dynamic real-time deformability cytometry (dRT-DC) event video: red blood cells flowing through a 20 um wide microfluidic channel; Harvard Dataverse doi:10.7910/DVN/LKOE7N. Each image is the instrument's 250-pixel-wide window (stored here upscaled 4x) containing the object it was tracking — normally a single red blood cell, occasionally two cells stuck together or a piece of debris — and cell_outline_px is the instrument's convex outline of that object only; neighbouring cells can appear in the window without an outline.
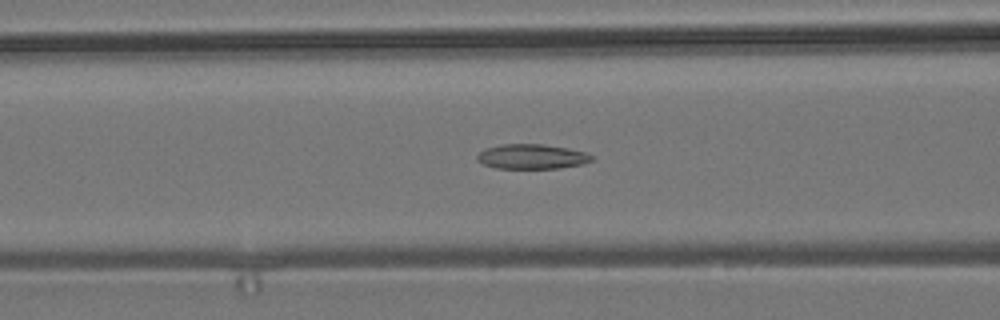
{"species": "common noctule bat (a hibernating species)", "species_latin": "Nyctalus noctula", "temperature_condition": "room temperature", "stored_images_in_passage": 56, "camera_frame_rate_fps": 3000, "um_per_image_px": 0.085, "animal": {"sex": "male", "body_mass_g": 19.2, "forearm_length_mm": 51.8}, "frame": {"image": 1, "passage_image": 22, "time_ms": 7.0, "image_size_px": [1000, 320], "cell_outline_px": [[596, 160], [584, 164], [560, 168], [496, 168], [484, 164], [476, 160], [476, 156], [484, 148], [500, 144], [544, 144], [568, 148], [584, 152], [592, 156]], "centroid_in_image_um": [45.21, 13.3], "position_along_channel_um": 121.4, "area_um2": 16.7}}
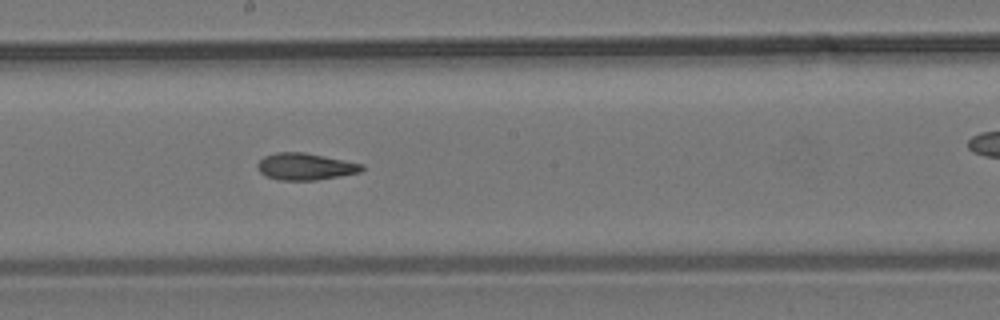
{"frame": {"image": 2, "passage_image": 30, "time_ms": 9.667, "image_size_px": [1000, 320], "cell_outline_px": [[364, 168], [360, 172], [340, 176], [316, 180], [280, 180], [268, 176], [260, 172], [256, 164], [264, 156], [276, 152], [304, 152], [364, 164]], "centroid_in_image_um": [25.96, 14.15], "position_along_channel_um": 222.2, "area_um2": 16.24}}
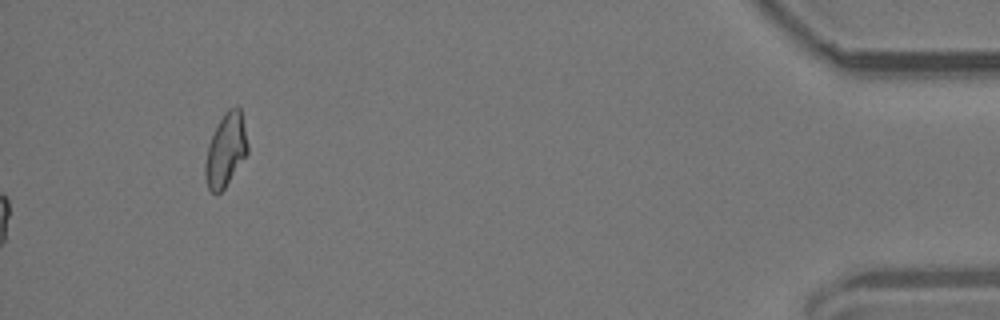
{"frame": {"image": 3, "passage_image": 56, "time_ms": 18.333, "image_size_px": [1000, 320], "cell_outline_px": [[248, 152], [224, 188], [216, 196], [208, 188], [204, 176], [204, 164], [208, 144], [224, 112], [228, 108], [236, 104], [240, 108], [248, 144]], "centroid_in_image_um": [19.17, 12.75], "position_along_channel_um": 416.0, "area_um2": 18.03}, "authors_computed_cell_mechanics": {"area_um2": 16.6464, "velocity_mm_per_s": 3.7762, "shape_relaxation_time_tau1_ms": null, "shape_relaxation_time_tau2_ms": 4.5059, "deformation_change_tau1": null, "deformation_change_tau2": 0.1261}}